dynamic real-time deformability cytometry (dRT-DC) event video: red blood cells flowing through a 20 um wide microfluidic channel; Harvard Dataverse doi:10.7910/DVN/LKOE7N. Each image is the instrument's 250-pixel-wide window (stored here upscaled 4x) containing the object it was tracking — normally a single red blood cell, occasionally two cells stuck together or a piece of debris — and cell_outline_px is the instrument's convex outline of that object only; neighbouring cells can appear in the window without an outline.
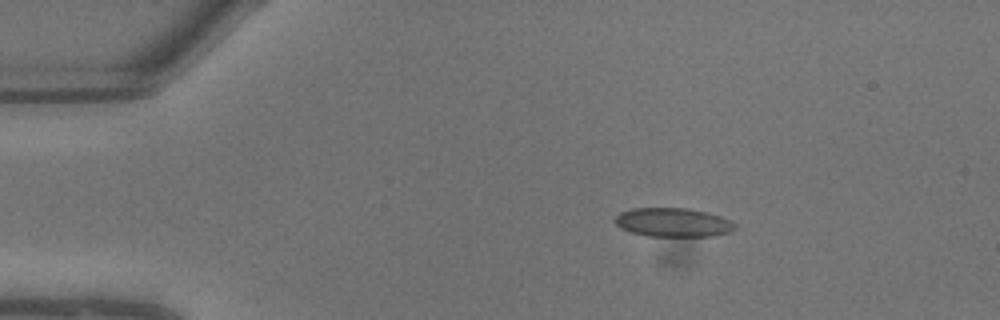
{"species": "common noctule bat (a hibernating species)", "species_latin": "Nyctalus noctula", "temperature_condition": "warm", "stored_images_in_passage": 8, "camera_frame_rate_fps": 3000, "um_per_image_px": 0.085, "animal": {"sex": "male", "body_mass_g": 13.3}, "frame": {"image": 1, "passage_image": 1, "time_ms": 0.0, "image_size_px": [1000, 320], "cell_outline_px": [[736, 228], [728, 232], [712, 236], [648, 236], [632, 232], [616, 224], [612, 220], [620, 212], [632, 208], [688, 208], [708, 212], [732, 220], [736, 224]], "centroid_in_image_um": [57.23, 18.89], "position_along_channel_um": 27.8, "area_um2": 20.23}}
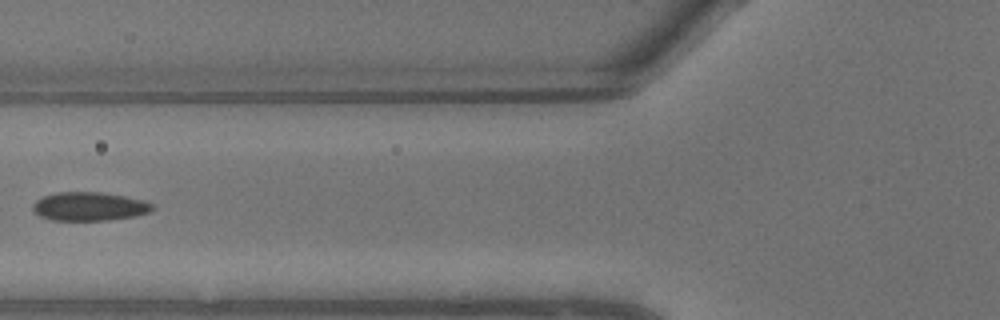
{"frame": {"image": 2, "passage_image": 6, "time_ms": 1.667, "image_size_px": [1000, 320], "cell_outline_px": [[156, 208], [148, 212], [136, 216], [108, 220], [52, 220], [40, 216], [32, 208], [32, 204], [36, 200], [44, 196], [56, 192], [100, 192], [124, 196], [144, 200], [152, 204]], "centroid_in_image_um": [7.6, 17.54], "position_along_channel_um": 118.2, "area_um2": 19.94}}
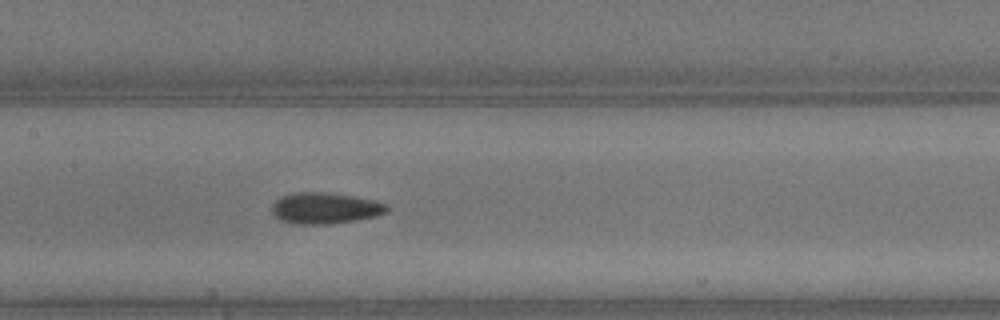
{"frame": {"image": 3, "passage_image": 8, "time_ms": 2.333, "image_size_px": [1000, 320], "cell_outline_px": [[388, 212], [376, 216], [356, 220], [328, 224], [296, 224], [280, 220], [272, 216], [272, 204], [280, 196], [296, 192], [328, 192], [356, 196], [376, 200], [388, 204]], "centroid_in_image_um": [27.63, 17.68], "position_along_channel_um": 179.8, "area_um2": 21.27}}